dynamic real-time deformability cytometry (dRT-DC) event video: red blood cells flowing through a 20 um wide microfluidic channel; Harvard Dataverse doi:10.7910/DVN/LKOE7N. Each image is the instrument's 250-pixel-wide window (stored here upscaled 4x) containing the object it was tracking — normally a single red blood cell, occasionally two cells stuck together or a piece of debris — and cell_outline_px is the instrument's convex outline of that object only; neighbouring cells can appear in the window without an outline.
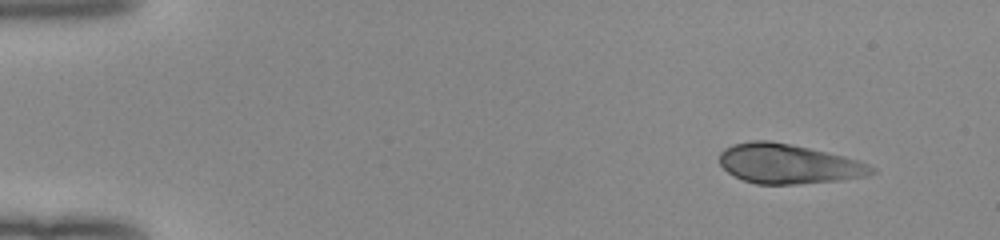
{"species": "human", "species_latin": "Homo sapiens", "temperature_condition": "room temperature", "stored_images_in_passage": 47, "camera_frame_rate_fps": 3000, "um_per_image_px": 0.085, "donor": {"sex": "female"}, "frame": {"image": 1, "passage_image": 1, "time_ms": 0.0, "image_size_px": [1000, 240], "cell_outline_px": [[876, 172], [868, 176], [840, 180], [800, 184], [756, 184], [744, 180], [728, 172], [720, 164], [720, 152], [724, 148], [732, 144], [752, 140], [768, 140], [792, 144], [844, 156], [860, 160], [876, 168]], "centroid_in_image_um": [67.04, 13.92], "position_along_channel_um": 18.0, "area_um2": 35.32}}
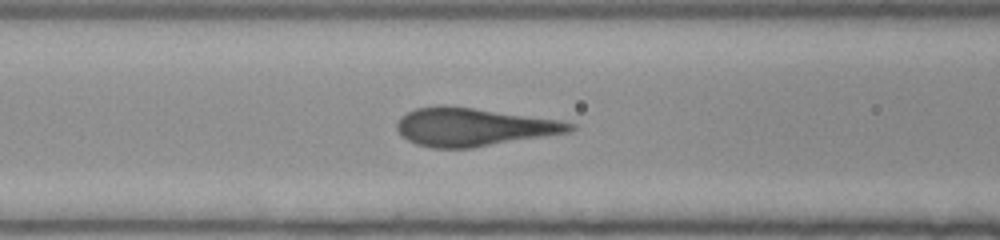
{"frame": {"image": 2, "passage_image": 18, "time_ms": 5.667, "image_size_px": [1000, 240], "cell_outline_px": [[576, 128], [572, 132], [472, 148], [432, 148], [416, 144], [408, 140], [396, 128], [396, 124], [400, 116], [416, 108], [440, 104], [472, 108], [560, 120], [576, 124]], "centroid_in_image_um": [40.26, 10.8], "position_along_channel_um": 126.3, "area_um2": 38.49}}
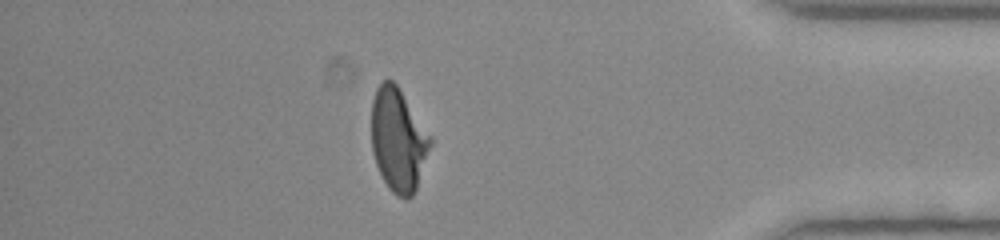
{"frame": {"image": 3, "passage_image": 41, "time_ms": 13.333, "image_size_px": [1000, 240], "cell_outline_px": [[432, 144], [416, 188], [412, 196], [408, 200], [404, 200], [396, 196], [388, 188], [376, 164], [372, 152], [372, 100], [376, 88], [384, 80], [392, 80], [396, 84], [432, 136]], "centroid_in_image_um": [33.86, 11.92], "position_along_channel_um": 401.3, "area_um2": 35.43}, "authors_computed_cell_mechanics": {"area_um2": 37.6856, "velocity_mm_per_s": 4.012, "shape_relaxation_time_tau1_ms": 6.8329, "shape_relaxation_time_tau2_ms": null, "deformation_change_tau1": 0.2333, "deformation_change_tau2": null}}